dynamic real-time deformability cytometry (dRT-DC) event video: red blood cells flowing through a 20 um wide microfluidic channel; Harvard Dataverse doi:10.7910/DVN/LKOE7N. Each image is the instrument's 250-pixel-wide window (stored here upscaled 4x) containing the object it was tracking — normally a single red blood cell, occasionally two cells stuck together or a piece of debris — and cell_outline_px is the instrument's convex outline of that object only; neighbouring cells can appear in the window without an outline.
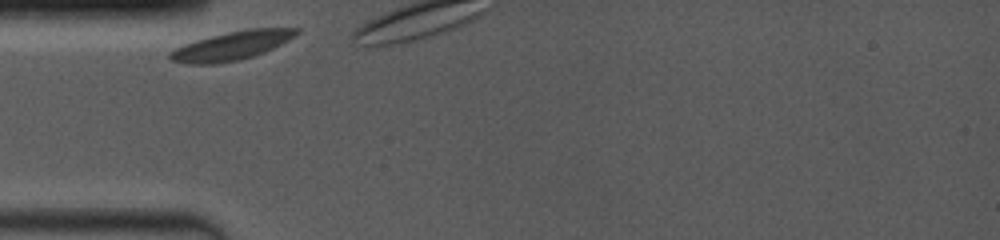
{"species": "common noctule bat (a hibernating species)", "species_latin": "Nyctalus noctula", "temperature_condition": "room temperature", "stored_images_in_passage": 3, "camera_frame_rate_fps": 4000, "um_per_image_px": 0.085, "animal": {"sex": "female", "body_mass_g": 19.0, "forearm_length_mm": 53.3}, "frame": {"image": 1, "passage_image": 1, "time_ms": 0.0, "image_size_px": [1000, 240], "cell_outline_px": [[300, 32], [288, 40], [264, 52], [240, 60], [216, 64], [188, 64], [172, 60], [168, 56], [168, 52], [184, 44], [196, 40], [228, 32], [248, 28], [300, 28]], "centroid_in_image_um": [19.69, 3.89], "position_along_channel_um": 65.3, "area_um2": 20.98}}